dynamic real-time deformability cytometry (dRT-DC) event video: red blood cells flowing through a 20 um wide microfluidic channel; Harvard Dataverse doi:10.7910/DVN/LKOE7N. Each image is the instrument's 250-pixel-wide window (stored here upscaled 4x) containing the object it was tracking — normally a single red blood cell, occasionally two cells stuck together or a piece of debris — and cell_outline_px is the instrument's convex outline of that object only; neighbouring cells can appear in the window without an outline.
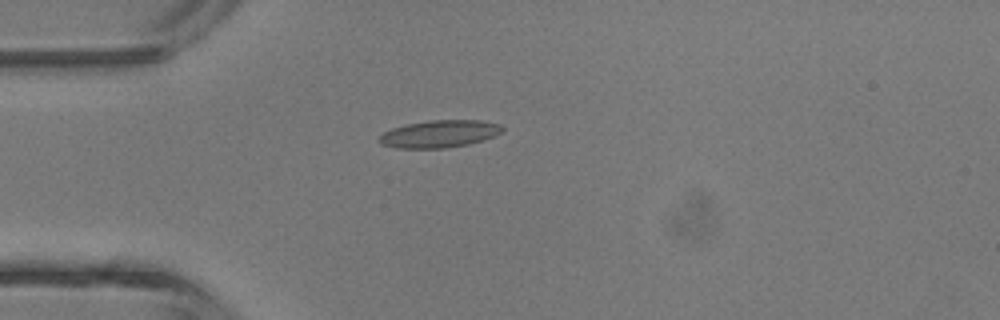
{"species": "common noctule bat (a hibernating species)", "species_latin": "Nyctalus noctula", "temperature_condition": "room temperature", "stored_images_in_passage": 4, "camera_frame_rate_fps": 3000, "um_per_image_px": 0.085, "animal": {"sex": "male", "body_mass_g": 13.3}, "frame": {"image": 1, "passage_image": 4, "time_ms": 3.333, "image_size_px": [1000, 320], "cell_outline_px": [[504, 128], [496, 136], [484, 140], [468, 144], [444, 148], [396, 148], [380, 144], [380, 136], [384, 132], [392, 128], [408, 124], [432, 120], [480, 120], [500, 124]], "centroid_in_image_um": [37.38, 11.38], "position_along_channel_um": 47.6, "area_um2": 19.54}}